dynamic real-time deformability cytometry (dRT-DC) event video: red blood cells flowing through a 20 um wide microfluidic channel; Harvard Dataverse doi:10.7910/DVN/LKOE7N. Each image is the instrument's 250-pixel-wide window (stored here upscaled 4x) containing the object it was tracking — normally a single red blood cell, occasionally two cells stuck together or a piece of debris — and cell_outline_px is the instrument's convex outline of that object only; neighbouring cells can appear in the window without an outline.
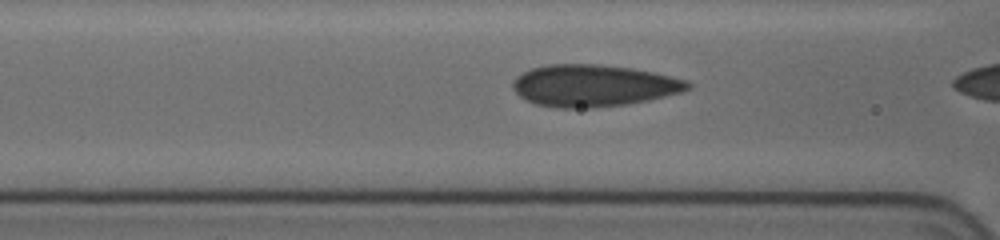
{"species": "human", "species_latin": "Homo sapiens", "temperature_condition": "cold", "stored_images_in_passage": 33, "camera_frame_rate_fps": 3000, "um_per_image_px": 0.085, "donor": {"sex": "female"}, "frame": {"image": 1, "passage_image": 8, "time_ms": 2.333, "image_size_px": [1000, 240], "cell_outline_px": [[692, 84], [688, 88], [680, 92], [648, 100], [624, 104], [592, 108], [556, 108], [536, 104], [520, 96], [512, 88], [512, 84], [516, 76], [532, 68], [548, 64], [600, 64], [632, 68], [652, 72], [688, 80]], "centroid_in_image_um": [50.42, 7.27], "position_along_channel_um": 116.2, "area_um2": 42.54}}
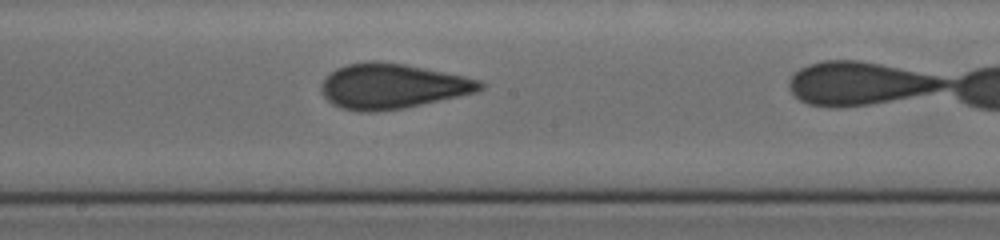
{"frame": {"image": 2, "passage_image": 16, "time_ms": 5.0, "image_size_px": [1000, 240], "cell_outline_px": [[484, 88], [476, 92], [404, 108], [376, 112], [360, 112], [340, 108], [332, 104], [324, 96], [320, 88], [320, 84], [336, 68], [348, 64], [404, 64], [464, 76], [480, 80], [484, 84]], "centroid_in_image_um": [33.35, 7.37], "position_along_channel_um": 214.9, "area_um2": 40.75}}
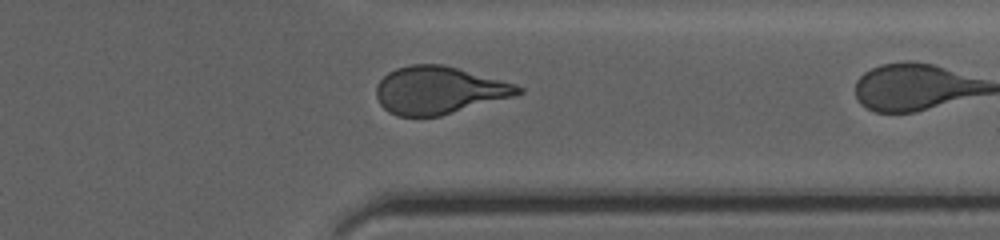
{"frame": {"image": 3, "passage_image": 29, "time_ms": 9.333, "image_size_px": [1000, 240], "cell_outline_px": [[524, 92], [516, 96], [440, 116], [396, 116], [388, 112], [380, 104], [376, 96], [376, 84], [388, 72], [396, 68], [412, 64], [444, 64], [516, 84], [524, 88]], "centroid_in_image_um": [37.32, 7.67], "position_along_channel_um": 374.1, "area_um2": 39.54}}